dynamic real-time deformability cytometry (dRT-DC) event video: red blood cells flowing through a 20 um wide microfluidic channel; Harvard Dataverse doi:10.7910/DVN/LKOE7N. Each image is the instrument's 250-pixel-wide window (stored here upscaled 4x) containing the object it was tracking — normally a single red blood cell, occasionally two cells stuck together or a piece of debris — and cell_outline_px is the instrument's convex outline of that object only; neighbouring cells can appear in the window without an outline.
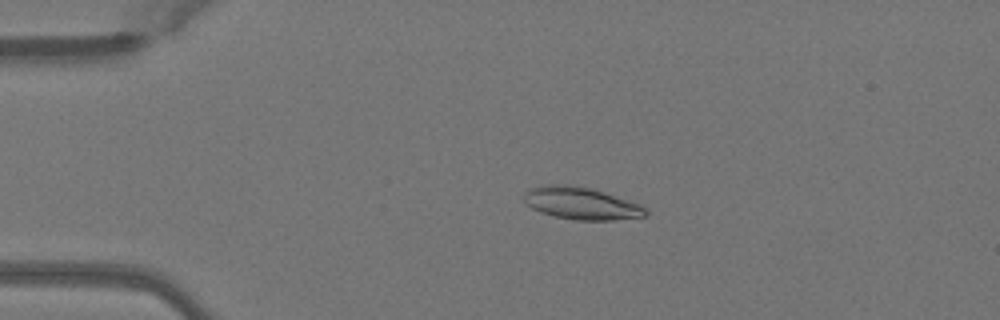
{"species": "Egyptian fruit bat (a non-hibernating species)", "species_latin": "Rousettus aegyptiacus", "temperature_condition": "warm", "stored_images_in_passage": 50, "camera_frame_rate_fps": 3000, "um_per_image_px": 0.085, "animal": {"sex": "female"}, "frame": {"image": 1, "passage_image": 11, "time_ms": 3.333, "image_size_px": [1000, 320], "cell_outline_px": [[648, 216], [612, 220], [576, 220], [552, 216], [540, 212], [532, 208], [524, 200], [524, 192], [532, 188], [552, 184], [560, 184], [588, 188], [640, 204], [648, 212]], "centroid_in_image_um": [49.4, 17.31], "position_along_channel_um": 35.6, "area_um2": 22.43}}
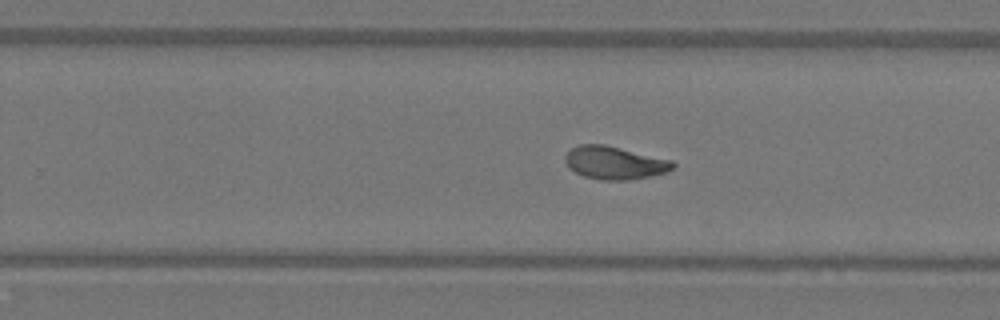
{"frame": {"image": 2, "passage_image": 32, "time_ms": 10.333, "image_size_px": [1000, 320], "cell_outline_px": [[676, 164], [668, 172], [628, 180], [600, 180], [584, 176], [568, 168], [564, 160], [564, 156], [572, 148], [580, 144], [604, 144], [672, 160]], "centroid_in_image_um": [52.22, 13.83], "position_along_channel_um": 277.6, "area_um2": 20.63}}
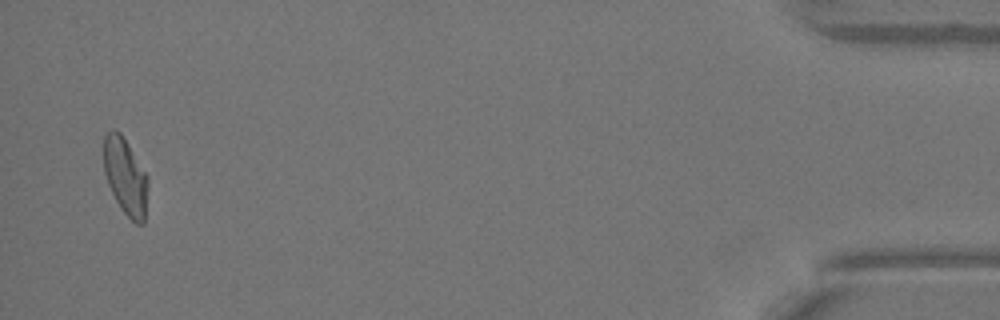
{"frame": {"image": 3, "passage_image": 49, "time_ms": 16.0, "image_size_px": [1000, 320], "cell_outline_px": [[148, 180], [144, 224], [136, 224], [120, 208], [108, 184], [104, 172], [104, 136], [112, 128], [116, 128], [120, 132], [148, 176]], "centroid_in_image_um": [10.66, 14.99], "position_along_channel_um": 424.5, "area_um2": 19.65}, "authors_computed_cell_mechanics": {"area_um2": 20.519, "velocity_mm_per_s": 4.0591, "shape_relaxation_time_tau1_ms": 6.5879, "shape_relaxation_time_tau2_ms": 2.118, "deformation_change_tau1": 0.2129, "deformation_change_tau2": 0.0771}}